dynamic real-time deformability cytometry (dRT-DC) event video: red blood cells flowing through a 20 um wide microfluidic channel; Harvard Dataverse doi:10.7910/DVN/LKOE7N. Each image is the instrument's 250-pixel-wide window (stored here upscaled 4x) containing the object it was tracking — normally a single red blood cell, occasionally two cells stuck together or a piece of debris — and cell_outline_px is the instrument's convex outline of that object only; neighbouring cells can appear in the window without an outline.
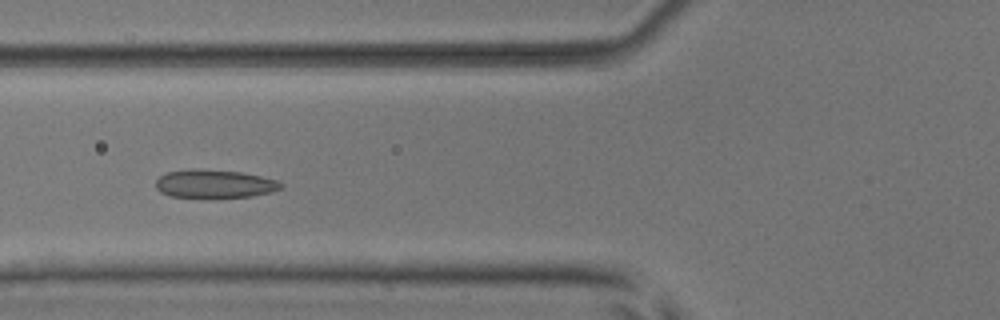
{"species": "common noctule bat (a hibernating species)", "species_latin": "Nyctalus noctula", "temperature_condition": "room temperature", "stored_images_in_passage": 7, "camera_frame_rate_fps": 3000, "um_per_image_px": 0.085, "animal": {"sex": "male", "body_mass_g": 17.9, "forearm_length_mm": 54.2}, "frame": {"image": 1, "passage_image": 5, "time_ms": 5.333, "image_size_px": [1000, 320], "cell_outline_px": [[284, 184], [280, 188], [272, 192], [252, 196], [208, 200], [204, 200], [168, 196], [160, 192], [156, 188], [156, 180], [160, 176], [168, 172], [192, 168], [200, 168], [240, 172], [260, 176], [276, 180]], "centroid_in_image_um": [18.19, 15.67], "position_along_channel_um": 107.6, "area_um2": 21.56}}
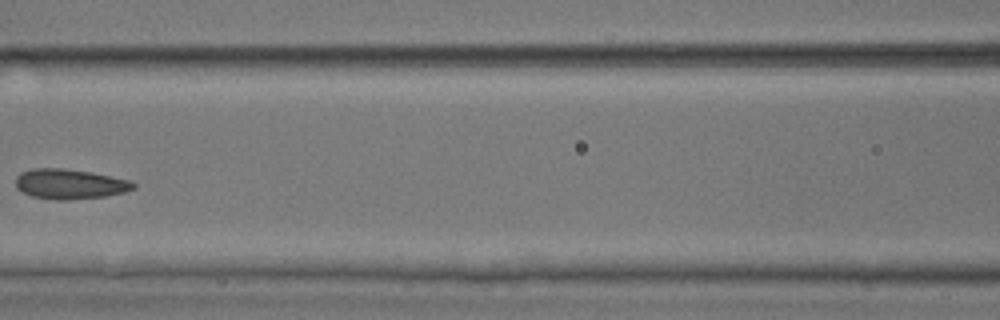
{"frame": {"image": 2, "passage_image": 6, "time_ms": 6.667, "image_size_px": [1000, 320], "cell_outline_px": [[136, 188], [124, 192], [104, 196], [68, 200], [56, 200], [32, 196], [16, 188], [16, 176], [20, 172], [32, 168], [64, 168], [92, 172], [128, 180], [136, 184]], "centroid_in_image_um": [5.91, 15.63], "position_along_channel_um": 160.7, "area_um2": 20.58}}